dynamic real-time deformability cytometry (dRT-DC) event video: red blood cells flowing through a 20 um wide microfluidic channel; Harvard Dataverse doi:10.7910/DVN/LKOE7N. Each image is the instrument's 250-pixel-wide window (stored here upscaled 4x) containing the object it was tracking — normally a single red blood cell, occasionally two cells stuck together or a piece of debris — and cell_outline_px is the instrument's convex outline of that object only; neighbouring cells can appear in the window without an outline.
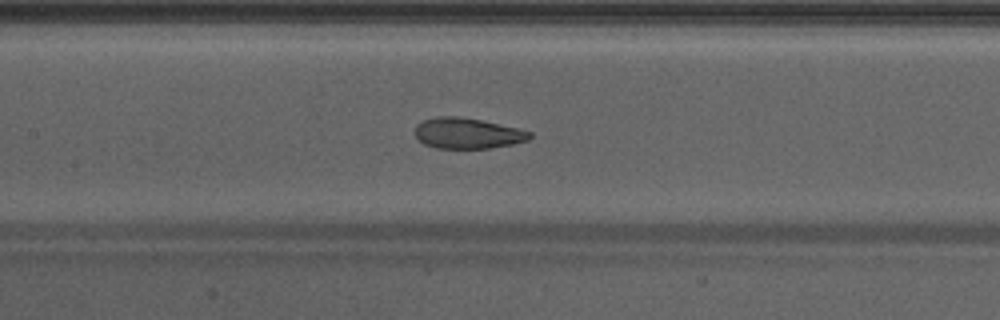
{"species": "Egyptian fruit bat (a non-hibernating species)", "species_latin": "Rousettus aegyptiacus", "temperature_condition": "warm", "stored_images_in_passage": 29, "camera_frame_rate_fps": 3000, "um_per_image_px": 0.085, "animal": {"sex": "male"}, "frame": {"image": 1, "passage_image": 11, "time_ms": 3.333, "image_size_px": [1000, 320], "cell_outline_px": [[532, 136], [528, 140], [512, 144], [488, 148], [436, 148], [424, 144], [412, 132], [416, 124], [424, 120], [436, 116], [460, 116], [480, 120], [516, 128], [532, 132]], "centroid_in_image_um": [39.68, 11.32], "position_along_channel_um": 167.7, "area_um2": 20.52}}
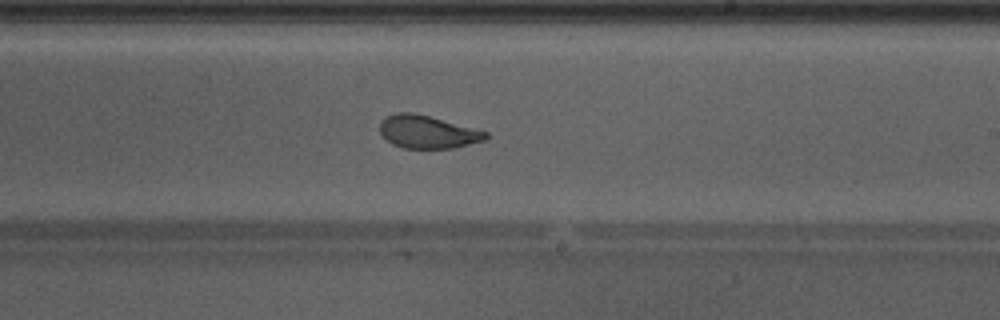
{"frame": {"image": 2, "passage_image": 17, "time_ms": 5.333, "image_size_px": [1000, 320], "cell_outline_px": [[488, 136], [484, 140], [456, 148], [404, 148], [392, 144], [380, 132], [380, 120], [384, 116], [396, 112], [412, 112], [428, 116], [488, 132]], "centroid_in_image_um": [36.31, 11.21], "position_along_channel_um": 252.7, "area_um2": 20.17}}
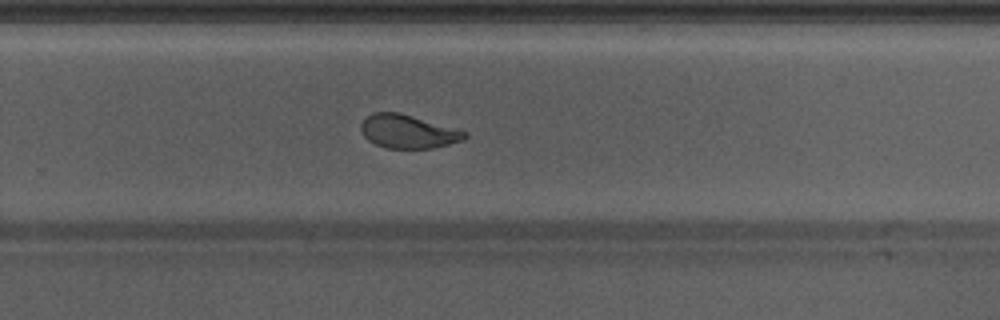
{"frame": {"image": 3, "passage_image": 20, "time_ms": 6.333, "image_size_px": [1000, 320], "cell_outline_px": [[468, 136], [464, 140], [432, 148], [388, 148], [376, 144], [368, 140], [364, 136], [360, 128], [360, 124], [372, 112], [400, 112], [468, 132]], "centroid_in_image_um": [34.68, 11.17], "position_along_channel_um": 295.1, "area_um2": 20.17}, "authors_computed_cell_mechanics": {"area_um2": 21.0392, "velocity_mm_per_s": 4.2691, "shape_relaxation_time_tau1_ms": null, "shape_relaxation_time_tau2_ms": 1.2669, "deformation_change_tau1": null, "deformation_change_tau2": 0.0764}}